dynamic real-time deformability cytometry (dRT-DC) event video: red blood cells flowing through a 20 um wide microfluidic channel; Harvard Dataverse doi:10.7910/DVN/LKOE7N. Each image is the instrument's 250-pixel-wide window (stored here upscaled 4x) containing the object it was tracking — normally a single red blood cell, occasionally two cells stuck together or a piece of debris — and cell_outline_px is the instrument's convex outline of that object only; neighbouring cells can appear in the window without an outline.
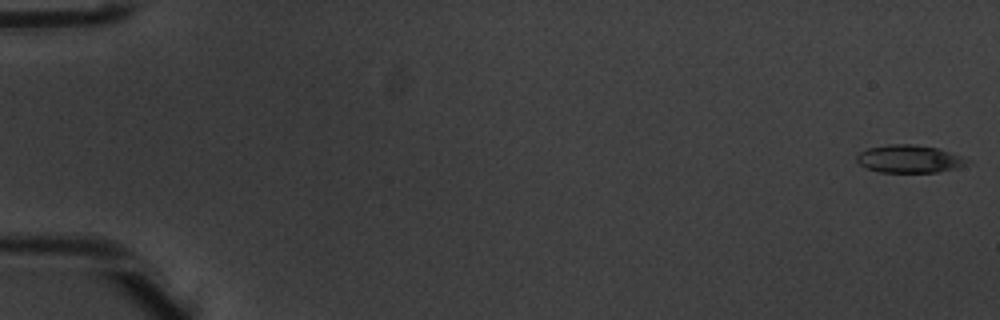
{"species": "common noctule bat (a hibernating species)", "species_latin": "Nyctalus noctula", "temperature_condition": "warm", "stored_images_in_passage": 6, "segment_of_instrument_passage": [1, 2], "camera_frame_rate_fps": 3000, "um_per_image_px": 0.085, "animal": {"sex": "male", "body_mass_g": 20.1, "forearm_length_mm": 53.5}, "frame": {"image": 1, "passage_image": 1, "time_ms": 0.0, "image_size_px": [1000, 320], "cell_outline_px": [[972, 164], [956, 168], [936, 172], [880, 172], [864, 168], [856, 160], [856, 156], [860, 152], [868, 148], [888, 144], [912, 144], [936, 148], [964, 156], [972, 160]], "centroid_in_image_um": [77.33, 13.51], "position_along_channel_um": 7.7, "area_um2": 18.09}}
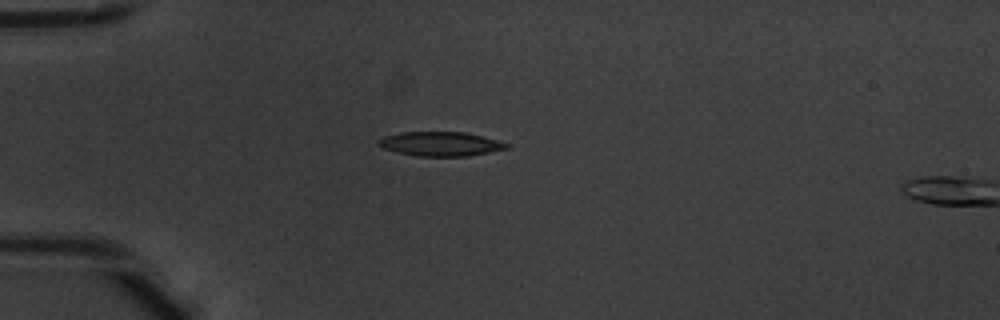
{"frame": {"image": 2, "passage_image": 5, "time_ms": 1.333, "image_size_px": [1000, 320], "cell_outline_px": [[512, 148], [468, 156], [416, 156], [396, 152], [384, 148], [376, 144], [376, 140], [384, 136], [400, 132], [464, 132], [512, 144]], "centroid_in_image_um": [37.44, 12.23], "position_along_channel_um": 47.6, "area_um2": 18.26}}